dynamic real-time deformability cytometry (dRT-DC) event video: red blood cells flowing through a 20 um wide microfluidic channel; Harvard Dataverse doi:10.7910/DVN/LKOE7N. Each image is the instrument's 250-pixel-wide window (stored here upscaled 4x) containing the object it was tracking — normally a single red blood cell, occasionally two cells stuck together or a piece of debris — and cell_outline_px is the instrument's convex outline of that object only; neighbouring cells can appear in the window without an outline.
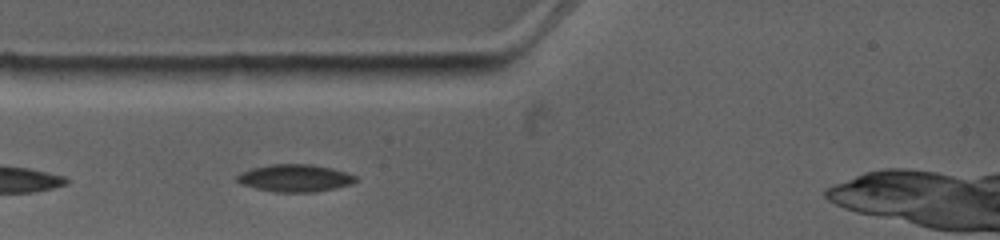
{"species": "common noctule bat (a hibernating species)", "species_latin": "Nyctalus noctula", "temperature_condition": "warm", "stored_images_in_passage": 3, "camera_frame_rate_fps": 4500, "um_per_image_px": 0.085, "animal": {"sex": "female", "body_mass_g": 19.0, "forearm_length_mm": 53.3}, "frame": {"image": 1, "passage_image": 2, "time_ms": 1.111, "image_size_px": [1000, 240], "cell_outline_px": [[356, 180], [352, 184], [336, 188], [316, 192], [276, 192], [256, 188], [240, 184], [236, 180], [236, 176], [240, 172], [252, 168], [268, 164], [312, 164], [332, 168], [356, 176]], "centroid_in_image_um": [25.04, 15.13], "position_along_channel_um": 60.0, "area_um2": 19.02}}